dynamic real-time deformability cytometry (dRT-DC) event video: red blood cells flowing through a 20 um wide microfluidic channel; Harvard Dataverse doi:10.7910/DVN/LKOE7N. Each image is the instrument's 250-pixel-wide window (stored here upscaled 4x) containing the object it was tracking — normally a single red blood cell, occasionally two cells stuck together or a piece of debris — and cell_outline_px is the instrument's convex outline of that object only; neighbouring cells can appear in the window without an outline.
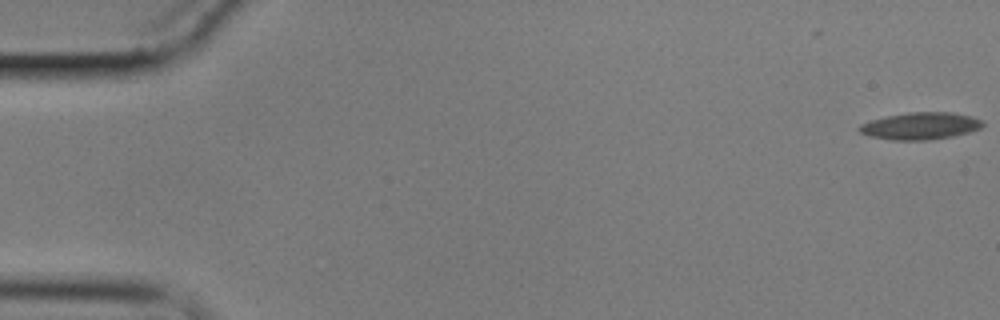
{"species": "common noctule bat (a hibernating species)", "species_latin": "Nyctalus noctula", "temperature_condition": "cold", "stored_images_in_passage": 59, "camera_frame_rate_fps": 3000, "um_per_image_px": 0.085, "animal": {"sex": "male", "body_mass_g": 17.9}, "frame": {"image": 1, "passage_image": 1, "time_ms": 0.0, "image_size_px": [1000, 320], "cell_outline_px": [[984, 124], [980, 128], [968, 132], [952, 136], [928, 140], [892, 140], [872, 136], [860, 132], [856, 128], [860, 124], [872, 120], [888, 116], [908, 112], [952, 112], [972, 116], [984, 120]], "centroid_in_image_um": [78.26, 10.7], "position_along_channel_um": 6.7, "area_um2": 19.42}}
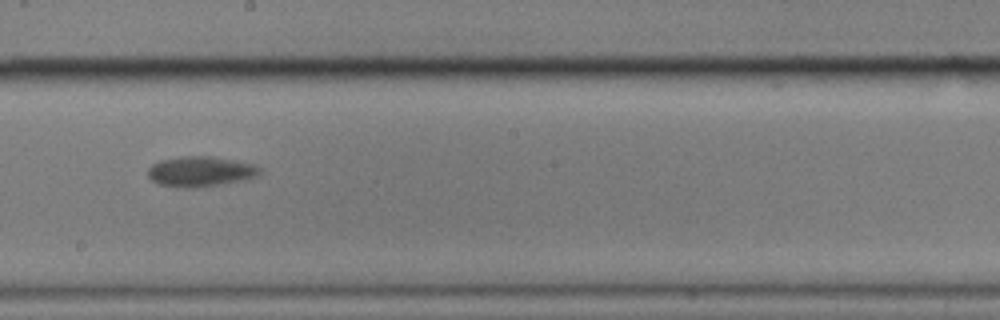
{"frame": {"image": 2, "passage_image": 34, "time_ms": 11.0, "image_size_px": [1000, 320], "cell_outline_px": [[264, 172], [256, 176], [244, 180], [192, 188], [188, 188], [160, 184], [152, 180], [148, 176], [148, 168], [152, 164], [160, 160], [180, 156], [212, 156], [236, 160], [252, 164], [260, 168]], "centroid_in_image_um": [17.05, 14.56], "position_along_channel_um": 231.1, "area_um2": 19.65}}
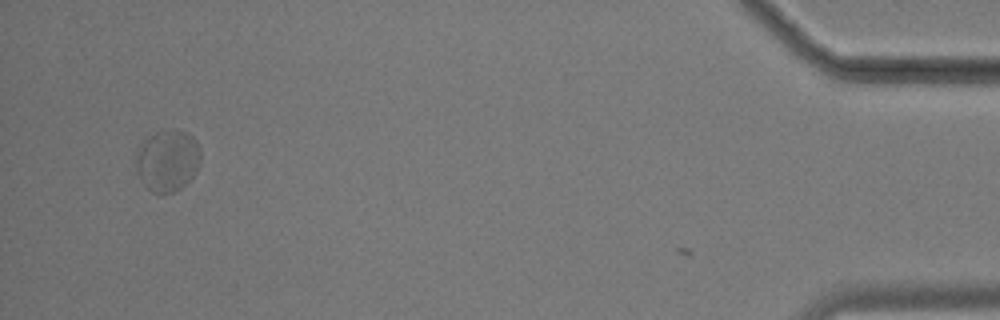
{"frame": {"image": 3, "passage_image": 58, "time_ms": 19.0, "image_size_px": [1000, 320], "cell_outline_px": [[200, 164], [196, 172], [180, 188], [172, 192], [152, 192], [140, 180], [136, 168], [136, 148], [144, 136], [168, 128], [176, 128], [188, 132], [196, 140], [200, 148]], "centroid_in_image_um": [14.22, 13.57], "position_along_channel_um": 421.0, "area_um2": 23.76}, "authors_computed_cell_mechanics": {"area_um2": 19.363, "velocity_mm_per_s": 3.3251, "shape_relaxation_time_tau1_ms": 3.1068, "shape_relaxation_time_tau2_ms": 2.8274, "deformation_change_tau1": 0.0753, "deformation_change_tau2": 0.0487}}